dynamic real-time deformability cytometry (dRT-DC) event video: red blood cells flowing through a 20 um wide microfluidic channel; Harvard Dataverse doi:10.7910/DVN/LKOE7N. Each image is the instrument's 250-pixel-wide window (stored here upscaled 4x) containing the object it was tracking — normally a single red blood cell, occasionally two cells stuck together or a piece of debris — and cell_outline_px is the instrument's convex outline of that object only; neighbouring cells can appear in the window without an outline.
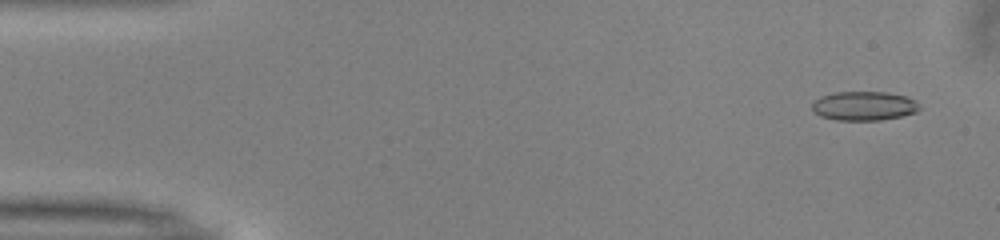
{"species": "common noctule bat (a hibernating species)", "species_latin": "Nyctalus noctula", "temperature_condition": "warm", "stored_images_in_passage": 46, "camera_frame_rate_fps": 3000, "um_per_image_px": 0.085, "animal": {"sex": "male", "body_mass_g": 13.0, "forearm_length_mm": 53.1}, "frame": {"image": 1, "passage_image": 3, "time_ms": 0.667, "image_size_px": [1000, 240], "cell_outline_px": [[920, 108], [916, 112], [900, 116], [880, 120], [836, 120], [820, 116], [812, 108], [812, 104], [820, 96], [836, 92], [888, 92], [904, 96], [916, 100], [920, 104]], "centroid_in_image_um": [73.46, 9.0], "position_along_channel_um": 11.5, "area_um2": 18.15}}
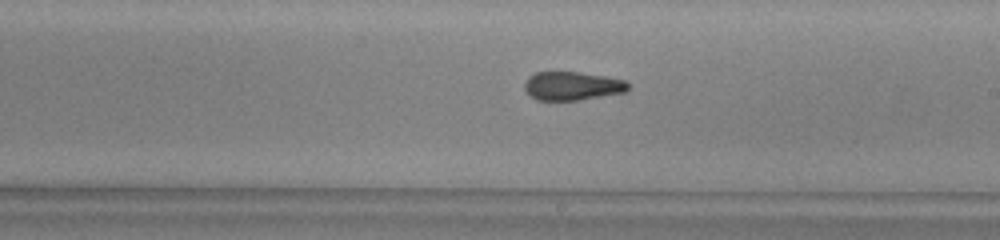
{"frame": {"image": 2, "passage_image": 29, "time_ms": 9.333, "image_size_px": [1000, 240], "cell_outline_px": [[628, 88], [624, 92], [576, 100], [536, 100], [524, 88], [524, 80], [528, 76], [536, 72], [580, 72], [604, 76], [624, 80], [628, 84]], "centroid_in_image_um": [48.58, 7.29], "position_along_channel_um": 240.4, "area_um2": 17.05}}
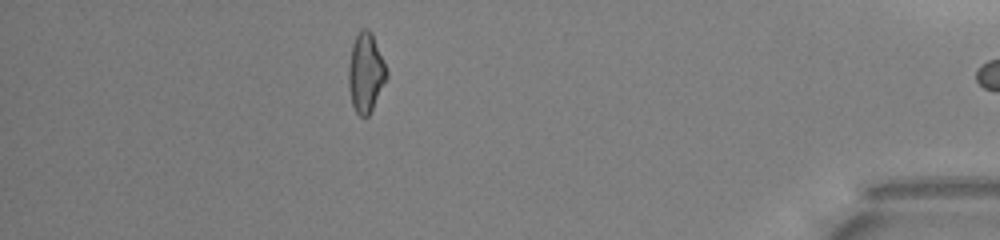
{"frame": {"image": 3, "passage_image": 45, "time_ms": 14.667, "image_size_px": [1000, 240], "cell_outline_px": [[388, 76], [368, 116], [360, 116], [356, 112], [352, 104], [348, 88], [348, 68], [352, 44], [360, 28], [368, 28], [372, 32], [388, 68]], "centroid_in_image_um": [31.09, 6.13], "position_along_channel_um": 404.1, "area_um2": 17.8}, "authors_computed_cell_mechanics": {"area_um2": 18.1492, "velocity_mm_per_s": 4.0283, "shape_relaxation_time_tau1_ms": 4.7132, "shape_relaxation_time_tau2_ms": 1.6532, "deformation_change_tau1": 0.1322, "deformation_change_tau2": 0.0976}}